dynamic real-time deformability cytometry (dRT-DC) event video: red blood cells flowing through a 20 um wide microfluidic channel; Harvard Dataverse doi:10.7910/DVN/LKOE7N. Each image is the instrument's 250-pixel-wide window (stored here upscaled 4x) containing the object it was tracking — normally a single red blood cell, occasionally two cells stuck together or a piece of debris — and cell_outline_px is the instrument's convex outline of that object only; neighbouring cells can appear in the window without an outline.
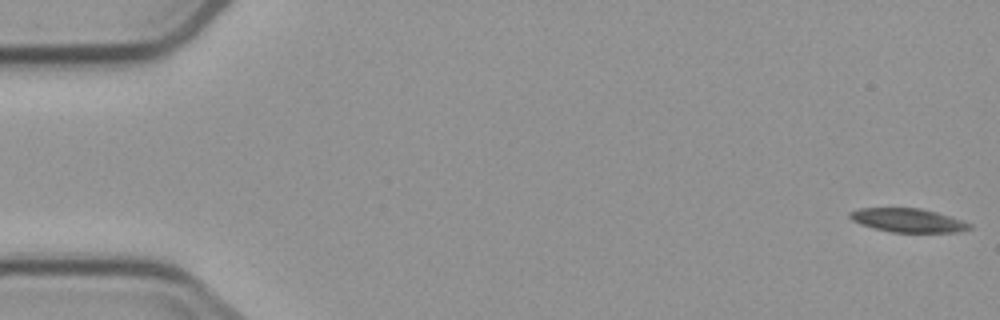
{"species": "common noctule bat (a hibernating species)", "species_latin": "Nyctalus noctula", "temperature_condition": "cold", "stored_images_in_passage": 5, "camera_frame_rate_fps": 3000, "um_per_image_px": 0.085, "animal": {"sex": "male", "body_mass_g": 23.1, "forearm_length_mm": 52.7}, "frame": {"image": 1, "passage_image": 1, "time_ms": 0.0, "image_size_px": [1000, 320], "cell_outline_px": [[972, 228], [960, 232], [892, 232], [860, 224], [852, 220], [848, 216], [848, 212], [860, 208], [920, 208], [936, 212], [972, 224]], "centroid_in_image_um": [77.16, 18.72], "position_along_channel_um": 7.8, "area_um2": 16.42}}
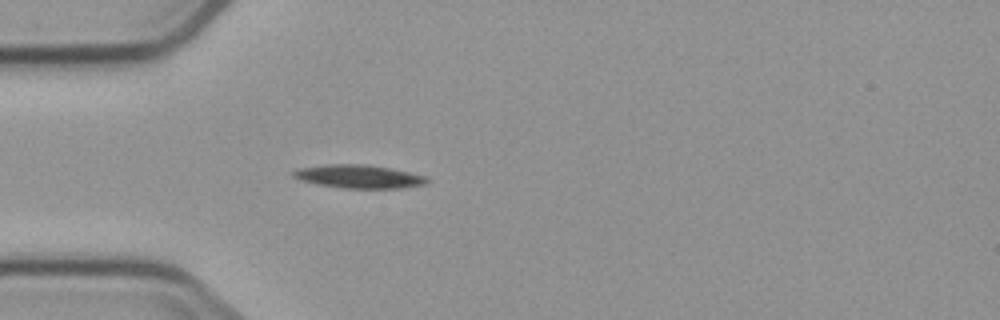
{"frame": {"image": 2, "passage_image": 5, "time_ms": 5.0, "image_size_px": [1000, 320], "cell_outline_px": [[432, 180], [428, 184], [404, 188], [344, 188], [316, 184], [300, 180], [292, 176], [292, 172], [300, 168], [324, 164], [364, 164], [388, 168], [428, 176]], "centroid_in_image_um": [30.55, 15.01], "position_along_channel_um": 54.4, "area_um2": 18.32}}